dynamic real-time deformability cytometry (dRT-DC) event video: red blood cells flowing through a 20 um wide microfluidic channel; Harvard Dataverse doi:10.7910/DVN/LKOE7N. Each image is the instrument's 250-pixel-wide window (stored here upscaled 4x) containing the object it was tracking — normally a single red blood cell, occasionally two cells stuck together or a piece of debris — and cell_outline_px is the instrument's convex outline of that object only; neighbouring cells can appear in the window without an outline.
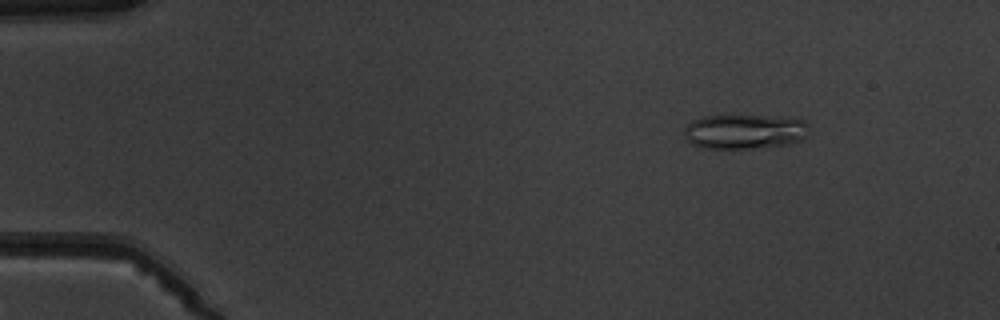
{"species": "common noctule bat (a hibernating species)", "species_latin": "Nyctalus noctula", "temperature_condition": "warm", "stored_images_in_passage": 8, "camera_frame_rate_fps": 3000, "um_per_image_px": 0.085, "animal": {"sex": "male", "body_mass_g": 19.5, "forearm_length_mm": 54.6}, "frame": {"image": 1, "passage_image": 3, "time_ms": 2.333, "image_size_px": [1000, 320], "cell_outline_px": [[808, 124], [804, 136], [800, 140], [788, 144], [764, 148], [704, 148], [692, 144], [684, 136], [684, 132], [688, 124], [692, 120], [704, 116], [764, 116], [804, 120]], "centroid_in_image_um": [63.25, 11.19], "position_along_channel_um": 21.7, "area_um2": 24.91}}
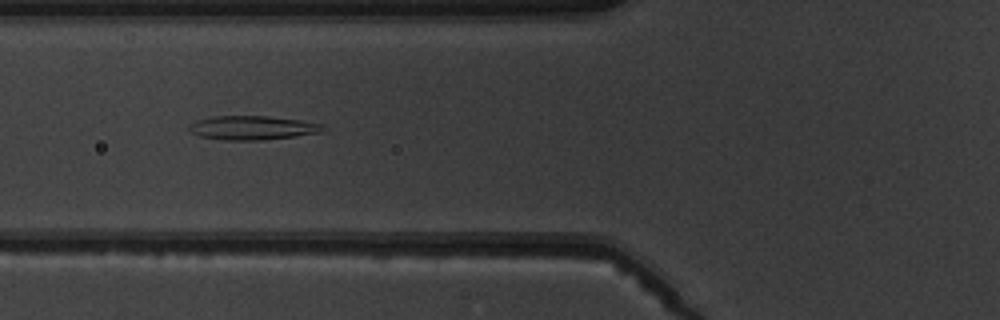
{"frame": {"image": 2, "passage_image": 7, "time_ms": 7.0, "image_size_px": [1000, 320], "cell_outline_px": [[324, 128], [320, 132], [296, 136], [260, 140], [224, 140], [200, 136], [188, 132], [188, 124], [196, 120], [216, 116], [268, 116], [300, 120], [320, 124]], "centroid_in_image_um": [21.37, 10.86], "position_along_channel_um": 104.4, "area_um2": 18.61}}
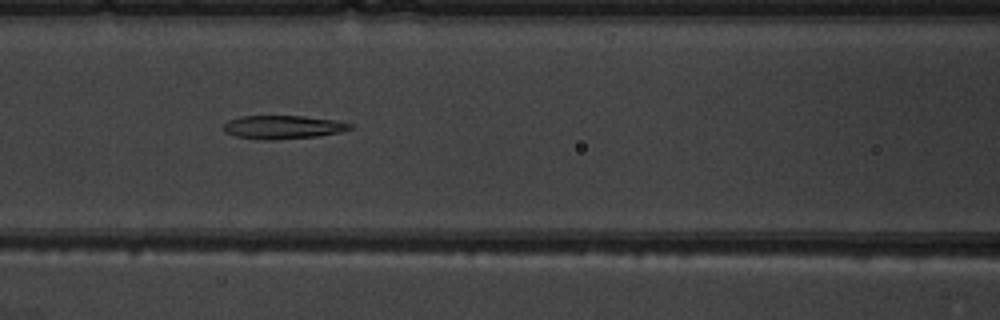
{"frame": {"image": 3, "passage_image": 8, "time_ms": 8.0, "image_size_px": [1000, 320], "cell_outline_px": [[352, 128], [340, 132], [316, 136], [268, 140], [260, 140], [236, 136], [224, 132], [224, 124], [228, 120], [240, 116], [304, 116], [332, 120], [352, 124]], "centroid_in_image_um": [24.0, 10.8], "position_along_channel_um": 142.6, "area_um2": 17.11}}